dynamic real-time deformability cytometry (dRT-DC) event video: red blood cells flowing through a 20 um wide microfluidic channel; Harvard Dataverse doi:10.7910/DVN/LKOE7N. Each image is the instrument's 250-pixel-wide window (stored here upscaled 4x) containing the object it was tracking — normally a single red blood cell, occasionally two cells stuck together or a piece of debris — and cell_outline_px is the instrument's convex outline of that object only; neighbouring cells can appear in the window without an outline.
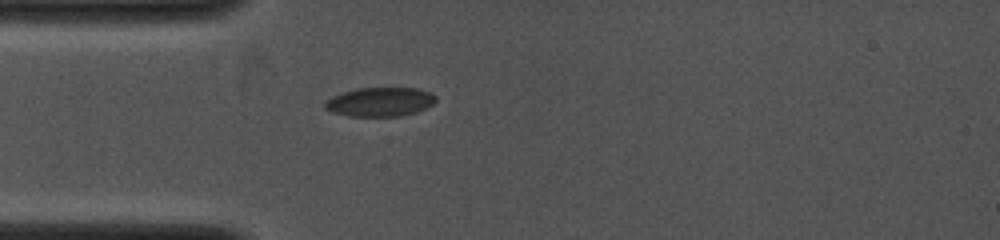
{"species": "common noctule bat (a hibernating species)", "species_latin": "Nyctalus noctula", "temperature_condition": "cold", "stored_images_in_passage": 1, "camera_frame_rate_fps": 4000, "um_per_image_px": 0.085, "animal": {"sex": "female", "body_mass_g": 19.0, "forearm_length_mm": 53.3}, "frame": {"image": 1, "passage_image": 1, "time_ms": 0.0, "image_size_px": [1000, 240], "cell_outline_px": [[436, 100], [428, 108], [416, 112], [400, 116], [348, 116], [332, 112], [324, 108], [324, 104], [332, 96], [356, 88], [420, 88], [432, 92], [436, 96]], "centroid_in_image_um": [32.34, 8.65], "position_along_channel_um": 52.7, "area_um2": 18.9}}